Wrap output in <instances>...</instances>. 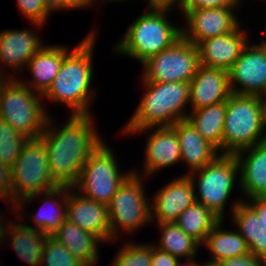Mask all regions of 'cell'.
<instances>
[{
    "label": "cell",
    "instance_id": "484cf974",
    "mask_svg": "<svg viewBox=\"0 0 266 266\" xmlns=\"http://www.w3.org/2000/svg\"><path fill=\"white\" fill-rule=\"evenodd\" d=\"M189 111L187 120L192 123L204 140L222 154L226 101Z\"/></svg>",
    "mask_w": 266,
    "mask_h": 266
},
{
    "label": "cell",
    "instance_id": "d6a6232c",
    "mask_svg": "<svg viewBox=\"0 0 266 266\" xmlns=\"http://www.w3.org/2000/svg\"><path fill=\"white\" fill-rule=\"evenodd\" d=\"M41 266H86L52 236H47Z\"/></svg>",
    "mask_w": 266,
    "mask_h": 266
},
{
    "label": "cell",
    "instance_id": "cb8c5ba5",
    "mask_svg": "<svg viewBox=\"0 0 266 266\" xmlns=\"http://www.w3.org/2000/svg\"><path fill=\"white\" fill-rule=\"evenodd\" d=\"M15 219L17 222L10 220L7 223L4 244L9 243L16 255L26 264L41 266L44 245L48 235L26 226L17 217Z\"/></svg>",
    "mask_w": 266,
    "mask_h": 266
},
{
    "label": "cell",
    "instance_id": "e0dca14e",
    "mask_svg": "<svg viewBox=\"0 0 266 266\" xmlns=\"http://www.w3.org/2000/svg\"><path fill=\"white\" fill-rule=\"evenodd\" d=\"M153 195L150 198L151 222L173 223L196 201L192 180L185 173L169 180Z\"/></svg>",
    "mask_w": 266,
    "mask_h": 266
},
{
    "label": "cell",
    "instance_id": "52a82bcc",
    "mask_svg": "<svg viewBox=\"0 0 266 266\" xmlns=\"http://www.w3.org/2000/svg\"><path fill=\"white\" fill-rule=\"evenodd\" d=\"M187 175L192 180L196 202L224 220L226 205L234 187H240L239 165L235 155L220 154L211 163Z\"/></svg>",
    "mask_w": 266,
    "mask_h": 266
},
{
    "label": "cell",
    "instance_id": "6da1fadb",
    "mask_svg": "<svg viewBox=\"0 0 266 266\" xmlns=\"http://www.w3.org/2000/svg\"><path fill=\"white\" fill-rule=\"evenodd\" d=\"M68 118L59 126L49 115L40 138L47 149L53 180L59 186L72 188L86 160L104 139L95 126L93 114H70Z\"/></svg>",
    "mask_w": 266,
    "mask_h": 266
},
{
    "label": "cell",
    "instance_id": "f35d334b",
    "mask_svg": "<svg viewBox=\"0 0 266 266\" xmlns=\"http://www.w3.org/2000/svg\"><path fill=\"white\" fill-rule=\"evenodd\" d=\"M248 249L254 256L266 260V227H261L254 233V243Z\"/></svg>",
    "mask_w": 266,
    "mask_h": 266
},
{
    "label": "cell",
    "instance_id": "ffe728a7",
    "mask_svg": "<svg viewBox=\"0 0 266 266\" xmlns=\"http://www.w3.org/2000/svg\"><path fill=\"white\" fill-rule=\"evenodd\" d=\"M231 93L228 71L200 66L189 82V110L224 102Z\"/></svg>",
    "mask_w": 266,
    "mask_h": 266
},
{
    "label": "cell",
    "instance_id": "ab89813d",
    "mask_svg": "<svg viewBox=\"0 0 266 266\" xmlns=\"http://www.w3.org/2000/svg\"><path fill=\"white\" fill-rule=\"evenodd\" d=\"M148 5H146L148 10H166L174 11L178 8L179 14L183 11V5L185 0H145ZM176 6V7H175ZM174 7V8H173ZM181 12V13H180Z\"/></svg>",
    "mask_w": 266,
    "mask_h": 266
},
{
    "label": "cell",
    "instance_id": "f6af8a7d",
    "mask_svg": "<svg viewBox=\"0 0 266 266\" xmlns=\"http://www.w3.org/2000/svg\"><path fill=\"white\" fill-rule=\"evenodd\" d=\"M263 127L266 135V95L261 96Z\"/></svg>",
    "mask_w": 266,
    "mask_h": 266
},
{
    "label": "cell",
    "instance_id": "681fc988",
    "mask_svg": "<svg viewBox=\"0 0 266 266\" xmlns=\"http://www.w3.org/2000/svg\"><path fill=\"white\" fill-rule=\"evenodd\" d=\"M6 79V77L0 72V85Z\"/></svg>",
    "mask_w": 266,
    "mask_h": 266
},
{
    "label": "cell",
    "instance_id": "bcb514c9",
    "mask_svg": "<svg viewBox=\"0 0 266 266\" xmlns=\"http://www.w3.org/2000/svg\"><path fill=\"white\" fill-rule=\"evenodd\" d=\"M192 266H219V264L217 262H213V261H209V260H207V262H203L201 264V263H198L196 261V259H194L192 262Z\"/></svg>",
    "mask_w": 266,
    "mask_h": 266
},
{
    "label": "cell",
    "instance_id": "30bf717a",
    "mask_svg": "<svg viewBox=\"0 0 266 266\" xmlns=\"http://www.w3.org/2000/svg\"><path fill=\"white\" fill-rule=\"evenodd\" d=\"M12 205L59 186L52 178L47 149L41 138L29 139L11 167Z\"/></svg>",
    "mask_w": 266,
    "mask_h": 266
},
{
    "label": "cell",
    "instance_id": "c3c4849f",
    "mask_svg": "<svg viewBox=\"0 0 266 266\" xmlns=\"http://www.w3.org/2000/svg\"><path fill=\"white\" fill-rule=\"evenodd\" d=\"M257 45L260 47V49L264 52L266 56V40H263L262 42L260 41V43H257Z\"/></svg>",
    "mask_w": 266,
    "mask_h": 266
},
{
    "label": "cell",
    "instance_id": "7c38bea8",
    "mask_svg": "<svg viewBox=\"0 0 266 266\" xmlns=\"http://www.w3.org/2000/svg\"><path fill=\"white\" fill-rule=\"evenodd\" d=\"M121 131L123 135L128 136L149 132L144 146L143 170L140 171L138 168L137 170L132 168L134 174L150 179L156 173L161 172L162 169L181 163V150L178 136L172 126Z\"/></svg>",
    "mask_w": 266,
    "mask_h": 266
},
{
    "label": "cell",
    "instance_id": "60d3db41",
    "mask_svg": "<svg viewBox=\"0 0 266 266\" xmlns=\"http://www.w3.org/2000/svg\"><path fill=\"white\" fill-rule=\"evenodd\" d=\"M179 259L168 252H164L153 244V254L150 266H174Z\"/></svg>",
    "mask_w": 266,
    "mask_h": 266
},
{
    "label": "cell",
    "instance_id": "1f68e13d",
    "mask_svg": "<svg viewBox=\"0 0 266 266\" xmlns=\"http://www.w3.org/2000/svg\"><path fill=\"white\" fill-rule=\"evenodd\" d=\"M28 140L9 123L0 119V161L4 165L12 167Z\"/></svg>",
    "mask_w": 266,
    "mask_h": 266
},
{
    "label": "cell",
    "instance_id": "f1b7e54d",
    "mask_svg": "<svg viewBox=\"0 0 266 266\" xmlns=\"http://www.w3.org/2000/svg\"><path fill=\"white\" fill-rule=\"evenodd\" d=\"M220 221L211 210L195 201L179 215L175 223L202 246L207 235Z\"/></svg>",
    "mask_w": 266,
    "mask_h": 266
},
{
    "label": "cell",
    "instance_id": "e575fe53",
    "mask_svg": "<svg viewBox=\"0 0 266 266\" xmlns=\"http://www.w3.org/2000/svg\"><path fill=\"white\" fill-rule=\"evenodd\" d=\"M241 7L239 0H185L183 9Z\"/></svg>",
    "mask_w": 266,
    "mask_h": 266
},
{
    "label": "cell",
    "instance_id": "7dc6e473",
    "mask_svg": "<svg viewBox=\"0 0 266 266\" xmlns=\"http://www.w3.org/2000/svg\"><path fill=\"white\" fill-rule=\"evenodd\" d=\"M192 262L193 261L184 259V262L182 263L181 260H178L174 266H192Z\"/></svg>",
    "mask_w": 266,
    "mask_h": 266
},
{
    "label": "cell",
    "instance_id": "7a4b0ae2",
    "mask_svg": "<svg viewBox=\"0 0 266 266\" xmlns=\"http://www.w3.org/2000/svg\"><path fill=\"white\" fill-rule=\"evenodd\" d=\"M96 29H91L82 41L73 46L65 56L51 86L42 95L43 100L65 105L72 111L70 114H92L91 107L96 98V92L92 87L93 55L98 33Z\"/></svg>",
    "mask_w": 266,
    "mask_h": 266
},
{
    "label": "cell",
    "instance_id": "4fadbf2b",
    "mask_svg": "<svg viewBox=\"0 0 266 266\" xmlns=\"http://www.w3.org/2000/svg\"><path fill=\"white\" fill-rule=\"evenodd\" d=\"M30 29L0 30V72L6 78H17L25 71L26 64L45 44L37 29L43 24L30 22ZM37 31V32H36ZM11 70L13 73L4 72ZM20 73V74H19Z\"/></svg>",
    "mask_w": 266,
    "mask_h": 266
},
{
    "label": "cell",
    "instance_id": "4316f807",
    "mask_svg": "<svg viewBox=\"0 0 266 266\" xmlns=\"http://www.w3.org/2000/svg\"><path fill=\"white\" fill-rule=\"evenodd\" d=\"M224 220H221L207 235L202 246L209 251V261L220 262L227 258L237 257L250 253L246 241L239 232L224 229Z\"/></svg>",
    "mask_w": 266,
    "mask_h": 266
},
{
    "label": "cell",
    "instance_id": "3957f363",
    "mask_svg": "<svg viewBox=\"0 0 266 266\" xmlns=\"http://www.w3.org/2000/svg\"><path fill=\"white\" fill-rule=\"evenodd\" d=\"M141 83L144 89L143 97L122 130L169 127L180 120L187 119L189 83Z\"/></svg>",
    "mask_w": 266,
    "mask_h": 266
},
{
    "label": "cell",
    "instance_id": "f546056e",
    "mask_svg": "<svg viewBox=\"0 0 266 266\" xmlns=\"http://www.w3.org/2000/svg\"><path fill=\"white\" fill-rule=\"evenodd\" d=\"M229 208L232 224L249 248L254 243V233L262 227L260 215L248 201H243L242 197L233 201Z\"/></svg>",
    "mask_w": 266,
    "mask_h": 266
},
{
    "label": "cell",
    "instance_id": "8fae6325",
    "mask_svg": "<svg viewBox=\"0 0 266 266\" xmlns=\"http://www.w3.org/2000/svg\"><path fill=\"white\" fill-rule=\"evenodd\" d=\"M141 65V82L189 83L201 63L197 46L181 37L172 46L150 57Z\"/></svg>",
    "mask_w": 266,
    "mask_h": 266
},
{
    "label": "cell",
    "instance_id": "603a6c76",
    "mask_svg": "<svg viewBox=\"0 0 266 266\" xmlns=\"http://www.w3.org/2000/svg\"><path fill=\"white\" fill-rule=\"evenodd\" d=\"M172 127L178 136L181 162H184L189 170L186 171V175L203 168L220 155L219 151L204 140L187 119L178 121Z\"/></svg>",
    "mask_w": 266,
    "mask_h": 266
},
{
    "label": "cell",
    "instance_id": "2e32d148",
    "mask_svg": "<svg viewBox=\"0 0 266 266\" xmlns=\"http://www.w3.org/2000/svg\"><path fill=\"white\" fill-rule=\"evenodd\" d=\"M232 93L266 95V56L260 47L251 41L228 70Z\"/></svg>",
    "mask_w": 266,
    "mask_h": 266
},
{
    "label": "cell",
    "instance_id": "5bb4252c",
    "mask_svg": "<svg viewBox=\"0 0 266 266\" xmlns=\"http://www.w3.org/2000/svg\"><path fill=\"white\" fill-rule=\"evenodd\" d=\"M239 7L183 9L186 22L181 26L182 37L196 46L208 38L234 31L241 22L236 13Z\"/></svg>",
    "mask_w": 266,
    "mask_h": 266
},
{
    "label": "cell",
    "instance_id": "836d02e7",
    "mask_svg": "<svg viewBox=\"0 0 266 266\" xmlns=\"http://www.w3.org/2000/svg\"><path fill=\"white\" fill-rule=\"evenodd\" d=\"M16 6L27 21L45 24L52 13L47 9L43 0H17Z\"/></svg>",
    "mask_w": 266,
    "mask_h": 266
},
{
    "label": "cell",
    "instance_id": "ac0fdd59",
    "mask_svg": "<svg viewBox=\"0 0 266 266\" xmlns=\"http://www.w3.org/2000/svg\"><path fill=\"white\" fill-rule=\"evenodd\" d=\"M66 220L97 236L103 244L111 243L108 206L88 199L68 187Z\"/></svg>",
    "mask_w": 266,
    "mask_h": 266
},
{
    "label": "cell",
    "instance_id": "ee69618b",
    "mask_svg": "<svg viewBox=\"0 0 266 266\" xmlns=\"http://www.w3.org/2000/svg\"><path fill=\"white\" fill-rule=\"evenodd\" d=\"M87 1V4H88V8H90V7H92V6H97L98 5V3L100 4V6L104 3V5L107 3L108 4V2L109 3H120V2H127V1H129V0H86ZM95 4V5H94Z\"/></svg>",
    "mask_w": 266,
    "mask_h": 266
},
{
    "label": "cell",
    "instance_id": "4dcf8cb0",
    "mask_svg": "<svg viewBox=\"0 0 266 266\" xmlns=\"http://www.w3.org/2000/svg\"><path fill=\"white\" fill-rule=\"evenodd\" d=\"M126 242V243H125ZM111 260L110 266H150L153 254V243L125 241Z\"/></svg>",
    "mask_w": 266,
    "mask_h": 266
},
{
    "label": "cell",
    "instance_id": "8992f818",
    "mask_svg": "<svg viewBox=\"0 0 266 266\" xmlns=\"http://www.w3.org/2000/svg\"><path fill=\"white\" fill-rule=\"evenodd\" d=\"M264 141L261 97L231 93L226 100L222 154L234 155Z\"/></svg>",
    "mask_w": 266,
    "mask_h": 266
},
{
    "label": "cell",
    "instance_id": "9c48e42d",
    "mask_svg": "<svg viewBox=\"0 0 266 266\" xmlns=\"http://www.w3.org/2000/svg\"><path fill=\"white\" fill-rule=\"evenodd\" d=\"M145 179L148 178L132 173L109 203L111 243L121 240L122 233L133 235L151 223V199L145 191Z\"/></svg>",
    "mask_w": 266,
    "mask_h": 266
},
{
    "label": "cell",
    "instance_id": "8d00e7d4",
    "mask_svg": "<svg viewBox=\"0 0 266 266\" xmlns=\"http://www.w3.org/2000/svg\"><path fill=\"white\" fill-rule=\"evenodd\" d=\"M47 9L54 14L59 11L81 10L88 8L86 0H43Z\"/></svg>",
    "mask_w": 266,
    "mask_h": 266
},
{
    "label": "cell",
    "instance_id": "7bdbcfd3",
    "mask_svg": "<svg viewBox=\"0 0 266 266\" xmlns=\"http://www.w3.org/2000/svg\"><path fill=\"white\" fill-rule=\"evenodd\" d=\"M4 216L7 217L6 214L4 215L3 213L0 212V247L1 246L2 247L5 246L4 245V237H5V230H6V227H7L6 223H8L4 219Z\"/></svg>",
    "mask_w": 266,
    "mask_h": 266
},
{
    "label": "cell",
    "instance_id": "44dd1931",
    "mask_svg": "<svg viewBox=\"0 0 266 266\" xmlns=\"http://www.w3.org/2000/svg\"><path fill=\"white\" fill-rule=\"evenodd\" d=\"M239 165L243 201L266 196V141L234 154Z\"/></svg>",
    "mask_w": 266,
    "mask_h": 266
},
{
    "label": "cell",
    "instance_id": "9a60e30c",
    "mask_svg": "<svg viewBox=\"0 0 266 266\" xmlns=\"http://www.w3.org/2000/svg\"><path fill=\"white\" fill-rule=\"evenodd\" d=\"M67 194L68 186H57L49 191L40 192L22 199L12 206L13 210H10L15 214L14 216L21 221L26 220L24 218L31 220L30 222L32 224L24 223L26 226L39 230L48 236H52V234L66 220ZM35 199H39V202L42 204V206L39 207V210H35L34 213H30L29 215L28 213L23 212L26 210L24 209L26 208L25 205H28V203H31ZM24 213L26 214V217L24 216Z\"/></svg>",
    "mask_w": 266,
    "mask_h": 266
},
{
    "label": "cell",
    "instance_id": "74e56055",
    "mask_svg": "<svg viewBox=\"0 0 266 266\" xmlns=\"http://www.w3.org/2000/svg\"><path fill=\"white\" fill-rule=\"evenodd\" d=\"M219 266H266V260L251 253L227 258L218 262Z\"/></svg>",
    "mask_w": 266,
    "mask_h": 266
},
{
    "label": "cell",
    "instance_id": "5b68a950",
    "mask_svg": "<svg viewBox=\"0 0 266 266\" xmlns=\"http://www.w3.org/2000/svg\"><path fill=\"white\" fill-rule=\"evenodd\" d=\"M44 101L18 78H6L0 85V119L28 139H38L50 115Z\"/></svg>",
    "mask_w": 266,
    "mask_h": 266
},
{
    "label": "cell",
    "instance_id": "7402d4cb",
    "mask_svg": "<svg viewBox=\"0 0 266 266\" xmlns=\"http://www.w3.org/2000/svg\"><path fill=\"white\" fill-rule=\"evenodd\" d=\"M71 48L62 44H44L25 67V70L27 69L33 78L22 80V76H19L18 79L33 91L43 95L51 86L65 56L72 50Z\"/></svg>",
    "mask_w": 266,
    "mask_h": 266
},
{
    "label": "cell",
    "instance_id": "b9f144b4",
    "mask_svg": "<svg viewBox=\"0 0 266 266\" xmlns=\"http://www.w3.org/2000/svg\"><path fill=\"white\" fill-rule=\"evenodd\" d=\"M248 202L257 210L260 215V224L266 227V196L251 198Z\"/></svg>",
    "mask_w": 266,
    "mask_h": 266
},
{
    "label": "cell",
    "instance_id": "d6986e66",
    "mask_svg": "<svg viewBox=\"0 0 266 266\" xmlns=\"http://www.w3.org/2000/svg\"><path fill=\"white\" fill-rule=\"evenodd\" d=\"M242 23L232 32L208 38L198 45L201 66L228 71L250 42Z\"/></svg>",
    "mask_w": 266,
    "mask_h": 266
},
{
    "label": "cell",
    "instance_id": "d4e9b609",
    "mask_svg": "<svg viewBox=\"0 0 266 266\" xmlns=\"http://www.w3.org/2000/svg\"><path fill=\"white\" fill-rule=\"evenodd\" d=\"M57 241L66 247L86 266H96L100 258L99 247L102 241L90 232L81 229L78 225L65 220L52 234Z\"/></svg>",
    "mask_w": 266,
    "mask_h": 266
},
{
    "label": "cell",
    "instance_id": "d590c367",
    "mask_svg": "<svg viewBox=\"0 0 266 266\" xmlns=\"http://www.w3.org/2000/svg\"><path fill=\"white\" fill-rule=\"evenodd\" d=\"M0 199L12 205V174L11 167L0 161Z\"/></svg>",
    "mask_w": 266,
    "mask_h": 266
},
{
    "label": "cell",
    "instance_id": "83f0119b",
    "mask_svg": "<svg viewBox=\"0 0 266 266\" xmlns=\"http://www.w3.org/2000/svg\"><path fill=\"white\" fill-rule=\"evenodd\" d=\"M160 232V241H154L155 247L168 252L179 260L193 261L199 248L202 247L195 239L183 232L175 223L156 222Z\"/></svg>",
    "mask_w": 266,
    "mask_h": 266
},
{
    "label": "cell",
    "instance_id": "277c9868",
    "mask_svg": "<svg viewBox=\"0 0 266 266\" xmlns=\"http://www.w3.org/2000/svg\"><path fill=\"white\" fill-rule=\"evenodd\" d=\"M170 12L173 11L142 12L127 26L125 34L112 47V51L120 56L136 59L142 64L150 57L172 46L182 37V24L177 26L174 21H170Z\"/></svg>",
    "mask_w": 266,
    "mask_h": 266
},
{
    "label": "cell",
    "instance_id": "ba28073f",
    "mask_svg": "<svg viewBox=\"0 0 266 266\" xmlns=\"http://www.w3.org/2000/svg\"><path fill=\"white\" fill-rule=\"evenodd\" d=\"M112 149L103 140L86 160L77 183L72 187L82 196L107 206L133 173L132 169L121 171L115 150Z\"/></svg>",
    "mask_w": 266,
    "mask_h": 266
}]
</instances>
